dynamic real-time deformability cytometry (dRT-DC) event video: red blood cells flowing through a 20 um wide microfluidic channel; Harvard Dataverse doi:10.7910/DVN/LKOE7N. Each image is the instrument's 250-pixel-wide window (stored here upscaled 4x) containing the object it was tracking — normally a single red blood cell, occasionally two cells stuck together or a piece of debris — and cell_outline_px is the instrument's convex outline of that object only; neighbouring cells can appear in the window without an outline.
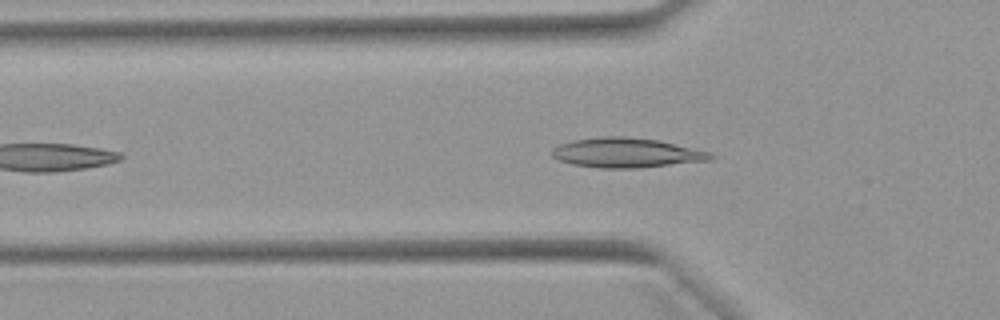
{"species": "Egyptian fruit bat (a non-hibernating species)", "species_latin": "Rousettus aegyptiacus", "temperature_condition": "warm", "stored_images_in_passage": 34, "camera_frame_rate_fps": 3000, "um_per_image_px": 0.085, "animal": {"sex": "female"}, "frame": {"image": 1, "passage_image": 8, "time_ms": 2.333, "image_size_px": [1000, 320], "cell_outline_px": [[716, 156], [712, 160], [640, 168], [600, 168], [572, 164], [556, 160], [548, 152], [552, 148], [560, 144], [572, 140], [604, 136], [624, 136], [660, 140], [712, 152]], "centroid_in_image_um": [53.25, 12.98], "position_along_channel_um": 72.6, "area_um2": 27.92}}
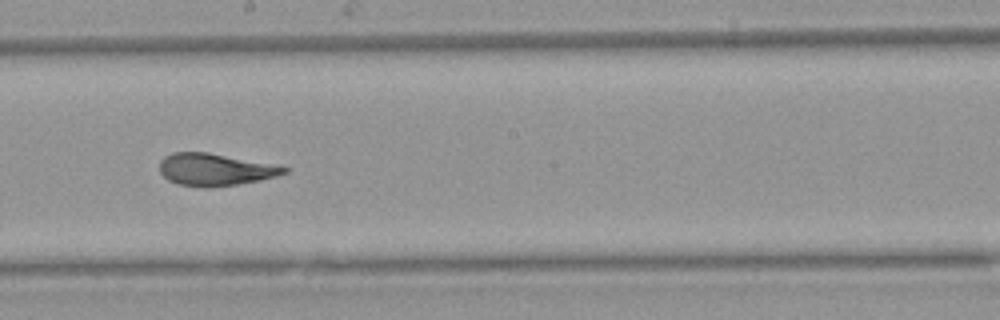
{"frame": {"image": 2, "passage_image": 20, "time_ms": 6.333, "image_size_px": [1000, 320], "cell_outline_px": [[288, 172], [276, 176], [260, 180], [236, 184], [208, 188], [204, 188], [176, 184], [168, 180], [160, 172], [160, 160], [164, 156], [172, 152], [208, 152], [288, 168]], "centroid_in_image_um": [18.2, 14.42], "position_along_channel_um": 230.0, "area_um2": 23.12}}
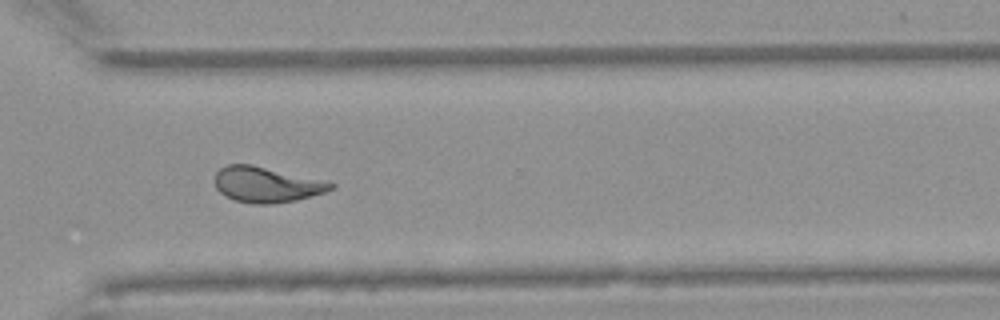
{"frame": {"image": 3, "passage_image": 29, "time_ms": 9.333, "image_size_px": [1000, 320], "cell_outline_px": [[336, 188], [324, 192], [296, 200], [272, 204], [252, 204], [232, 200], [224, 196], [216, 188], [212, 180], [216, 172], [220, 168], [228, 164], [252, 164], [328, 180], [336, 184]], "centroid_in_image_um": [22.65, 15.68], "position_along_channel_um": 348.0, "area_um2": 24.68}, "authors_computed_cell_mechanics": {"area_um2": 24.0159, "velocity_mm_per_s": 3.9293, "shape_relaxation_time_tau1_ms": 7.5733, "shape_relaxation_time_tau2_ms": 1.3449, "deformation_change_tau1": 0.2263, "deformation_change_tau2": 0.0848}}